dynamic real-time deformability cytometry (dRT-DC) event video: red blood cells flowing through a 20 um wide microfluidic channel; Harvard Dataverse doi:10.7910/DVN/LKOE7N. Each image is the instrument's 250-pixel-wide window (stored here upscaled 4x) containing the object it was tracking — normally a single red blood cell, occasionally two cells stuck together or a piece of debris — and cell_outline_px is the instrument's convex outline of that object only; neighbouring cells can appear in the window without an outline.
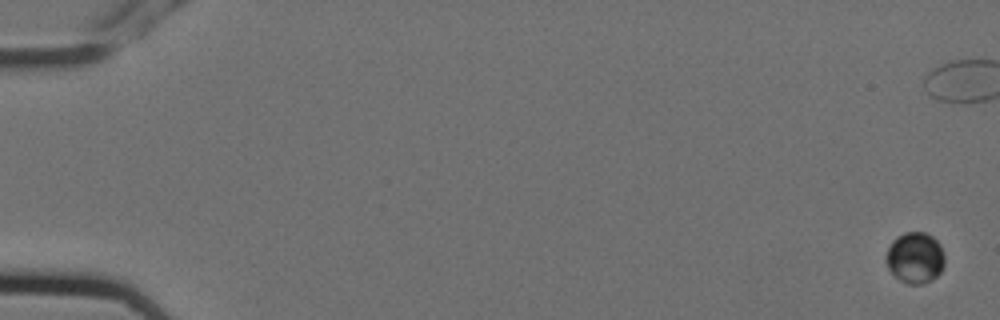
{"species": "Egyptian fruit bat (a non-hibernating species)", "species_latin": "Rousettus aegyptiacus", "temperature_condition": "cold", "stored_images_in_passage": 6, "camera_frame_rate_fps": 3000, "um_per_image_px": 0.085, "animal": {"sex": "female"}, "frame": {"image": 1, "passage_image": 1, "time_ms": 0.0, "image_size_px": [1000, 320], "cell_outline_px": [[944, 264], [940, 272], [932, 280], [924, 284], [908, 284], [900, 280], [888, 268], [888, 248], [892, 240], [896, 236], [904, 232], [924, 232], [932, 236], [940, 244], [944, 252]], "centroid_in_image_um": [77.81, 21.9], "position_along_channel_um": 7.2, "area_um2": 17.34}}